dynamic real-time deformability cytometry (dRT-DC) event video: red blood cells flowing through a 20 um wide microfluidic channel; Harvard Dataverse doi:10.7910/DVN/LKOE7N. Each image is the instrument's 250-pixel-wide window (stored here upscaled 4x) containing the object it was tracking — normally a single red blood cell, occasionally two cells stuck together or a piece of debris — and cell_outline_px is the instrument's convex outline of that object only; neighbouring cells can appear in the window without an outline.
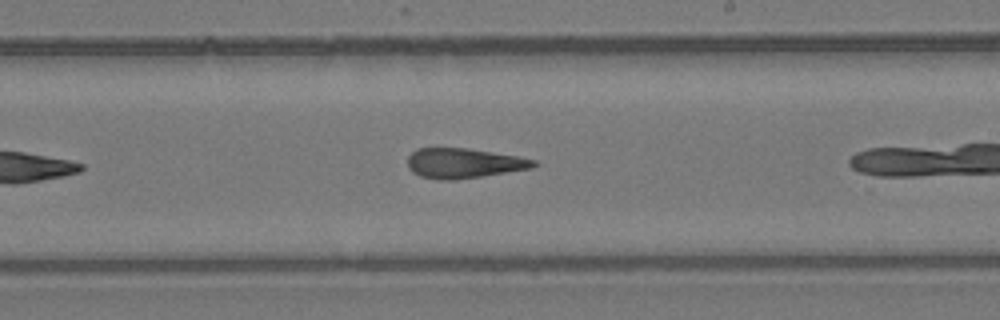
{"species": "common noctule bat (a hibernating species)", "species_latin": "Nyctalus noctula", "temperature_condition": "room temperature", "stored_images_in_passage": 10, "camera_frame_rate_fps": 3000, "um_per_image_px": 0.085, "animal": {"sex": "female", "body_mass_g": 24.6, "forearm_length_mm": 56.2}, "frame": {"image": 1, "passage_image": 9, "time_ms": 10.333, "image_size_px": [1000, 320], "cell_outline_px": [[540, 164], [532, 168], [480, 176], [452, 180], [440, 180], [420, 176], [412, 172], [408, 168], [408, 156], [416, 148], [468, 148], [516, 156], [536, 160]], "centroid_in_image_um": [39.4, 13.87], "position_along_channel_um": 249.6, "area_um2": 21.91}}